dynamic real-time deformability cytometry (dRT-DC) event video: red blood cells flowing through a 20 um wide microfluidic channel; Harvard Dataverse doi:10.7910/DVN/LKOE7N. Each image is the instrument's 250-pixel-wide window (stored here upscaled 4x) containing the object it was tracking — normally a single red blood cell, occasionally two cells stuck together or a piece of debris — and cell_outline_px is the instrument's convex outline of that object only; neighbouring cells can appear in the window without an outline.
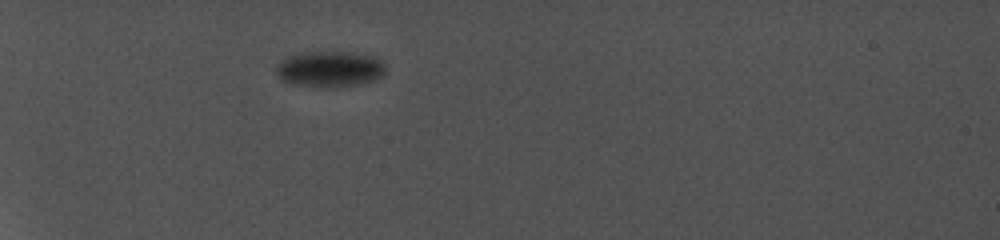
{"species": "common noctule bat (a hibernating species)", "species_latin": "Nyctalus noctula", "temperature_condition": "cold", "stored_images_in_passage": 69, "camera_frame_rate_fps": 5000, "um_per_image_px": 0.085, "animal": {"sex": "female", "body_mass_g": 19.0, "forearm_length_mm": 56.7}, "frame": {"image": 1, "passage_image": 1, "time_ms": 0.0, "image_size_px": [1000, 240], "cell_outline_px": [[384, 76], [376, 80], [360, 84], [336, 88], [324, 88], [296, 84], [284, 80], [276, 72], [276, 64], [280, 60], [288, 56], [300, 52], [348, 52], [376, 56], [384, 64]], "centroid_in_image_um": [28.06, 5.87], "position_along_channel_um": 56.9, "area_um2": 23.18}}
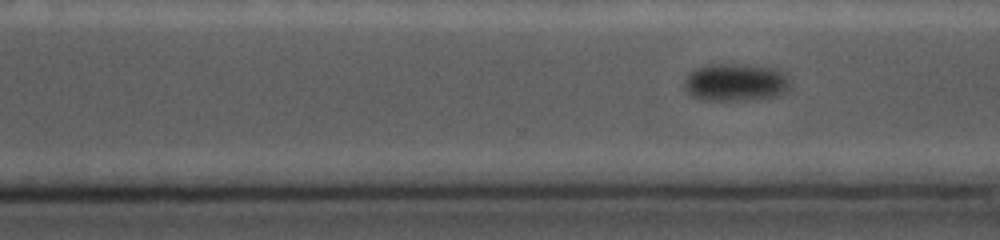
{"frame": {"image": 2, "passage_image": 54, "time_ms": 8.2, "image_size_px": [1000, 240], "cell_outline_px": [[788, 92], [772, 96], [748, 100], [704, 100], [692, 96], [684, 88], [684, 80], [696, 68], [708, 64], [736, 64], [780, 68], [788, 72]], "centroid_in_image_um": [62.56, 6.98], "position_along_channel_um": 308.0, "area_um2": 23.35}}
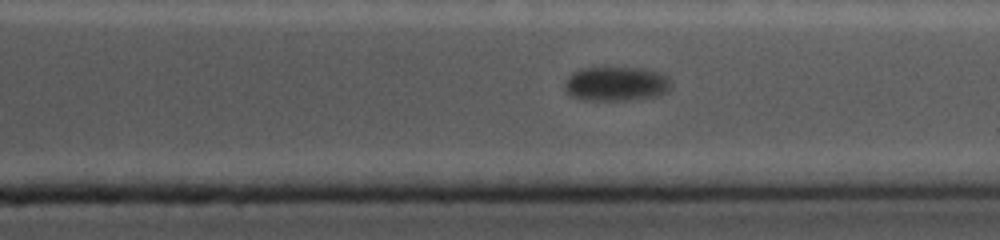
{"frame": {"image": 3, "passage_image": 63, "time_ms": 9.6, "image_size_px": [1000, 240], "cell_outline_px": [[672, 88], [668, 92], [660, 96], [628, 100], [584, 100], [572, 96], [564, 88], [564, 84], [568, 76], [572, 72], [584, 68], [644, 68], [660, 72], [668, 76], [672, 80]], "centroid_in_image_um": [52.45, 7.13], "position_along_channel_um": 359.0, "area_um2": 21.68}}